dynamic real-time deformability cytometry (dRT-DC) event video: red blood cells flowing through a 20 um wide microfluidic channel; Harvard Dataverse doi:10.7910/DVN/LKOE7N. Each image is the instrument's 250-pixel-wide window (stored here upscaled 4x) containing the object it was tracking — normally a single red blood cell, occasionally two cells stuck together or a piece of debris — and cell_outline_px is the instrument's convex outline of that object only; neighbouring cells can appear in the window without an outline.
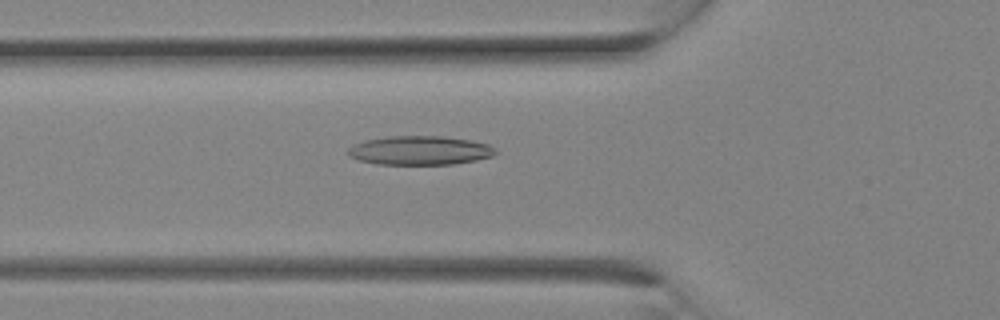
{"species": "Egyptian fruit bat (a non-hibernating species)", "species_latin": "Rousettus aegyptiacus", "temperature_condition": "room temperature", "stored_images_in_passage": 12, "camera_frame_rate_fps": 3000, "um_per_image_px": 0.085, "animal": {"sex": "female"}, "frame": {"image": 1, "passage_image": 10, "time_ms": 3.0, "image_size_px": [1000, 320], "cell_outline_px": [[496, 152], [492, 156], [476, 160], [452, 164], [376, 164], [356, 160], [348, 156], [348, 148], [352, 144], [364, 140], [388, 136], [440, 136], [472, 140], [488, 144]], "centroid_in_image_um": [35.62, 12.78], "position_along_channel_um": 90.2, "area_um2": 24.97}}
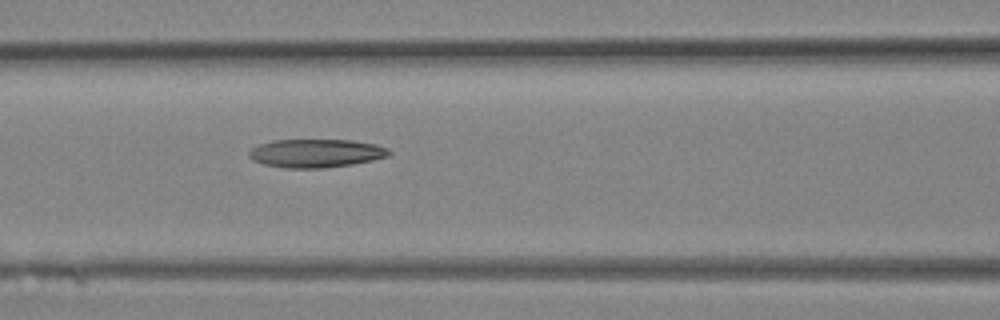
{"frame": {"image": 2, "passage_image": 12, "time_ms": 3.667, "image_size_px": [1000, 320], "cell_outline_px": [[392, 152], [388, 156], [372, 160], [352, 164], [324, 168], [284, 168], [264, 164], [252, 160], [248, 156], [248, 152], [252, 148], [260, 144], [272, 140], [352, 140], [376, 144], [388, 148]], "centroid_in_image_um": [26.85, 13.02], "position_along_channel_um": 139.7, "area_um2": 23.24}}